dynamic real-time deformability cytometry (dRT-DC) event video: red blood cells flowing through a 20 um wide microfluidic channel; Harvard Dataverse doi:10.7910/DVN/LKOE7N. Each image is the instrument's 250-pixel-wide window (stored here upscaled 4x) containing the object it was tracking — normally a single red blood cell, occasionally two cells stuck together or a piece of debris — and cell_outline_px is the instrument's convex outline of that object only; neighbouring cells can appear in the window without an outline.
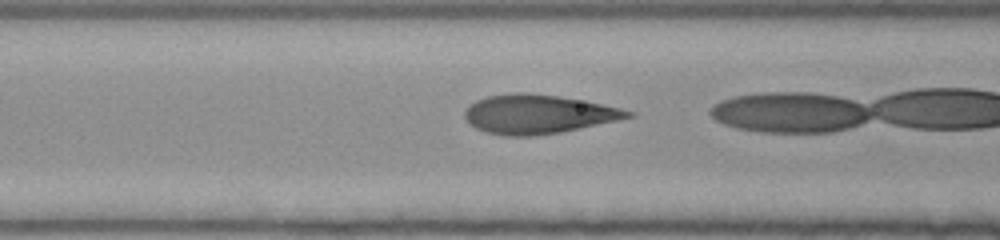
{"species": "human", "species_latin": "Homo sapiens", "temperature_condition": "room temperature", "stored_images_in_passage": 12, "camera_frame_rate_fps": 3000, "um_per_image_px": 0.085, "donor": {"sex": "female"}, "frame": {"image": 1, "passage_image": 3, "time_ms": 0.667, "image_size_px": [1000, 240], "cell_outline_px": [[636, 116], [560, 132], [528, 136], [504, 136], [488, 132], [476, 128], [464, 116], [464, 112], [476, 100], [488, 96], [512, 92], [528, 92], [560, 96], [620, 108], [636, 112]], "centroid_in_image_um": [45.74, 9.69], "position_along_channel_um": 120.9, "area_um2": 36.7}}
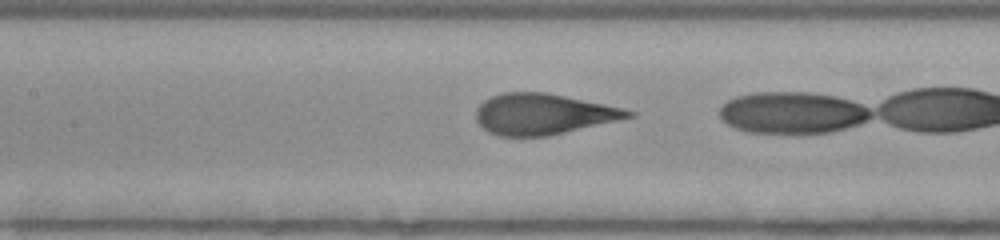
{"frame": {"image": 2, "passage_image": 6, "time_ms": 1.667, "image_size_px": [1000, 240], "cell_outline_px": [[636, 116], [548, 136], [496, 136], [488, 132], [476, 120], [476, 108], [484, 100], [492, 96], [504, 92], [544, 92], [624, 108], [636, 112]], "centroid_in_image_um": [46.16, 9.7], "position_along_channel_um": 161.2, "area_um2": 36.13}}